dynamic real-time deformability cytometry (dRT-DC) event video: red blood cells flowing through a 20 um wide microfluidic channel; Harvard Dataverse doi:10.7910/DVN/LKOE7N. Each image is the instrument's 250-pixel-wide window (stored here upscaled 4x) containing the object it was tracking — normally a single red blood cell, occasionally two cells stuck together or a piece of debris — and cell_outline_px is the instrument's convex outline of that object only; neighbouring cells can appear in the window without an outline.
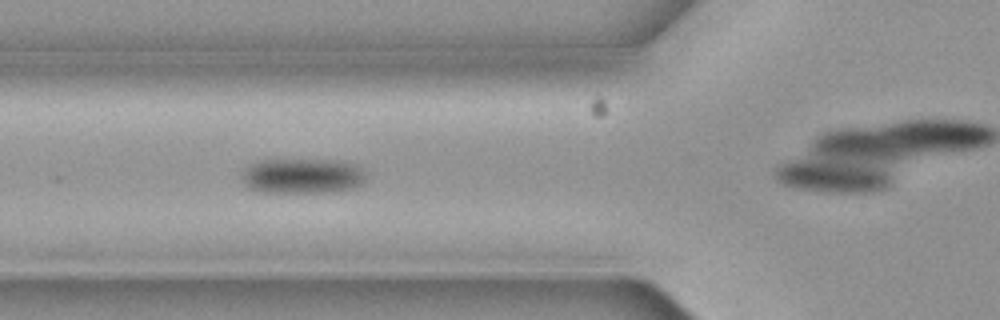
{"species": "common noctule bat (a hibernating species)", "species_latin": "Nyctalus noctula", "temperature_condition": "cold", "stored_images_in_passage": 6, "camera_frame_rate_fps": 3000, "um_per_image_px": 0.085, "animal": {"sex": "female", "body_mass_g": 19.3, "forearm_length_mm": 54.1}, "frame": {"image": 1, "passage_image": 5, "time_ms": 1.333, "image_size_px": [1000, 320], "cell_outline_px": [[364, 180], [360, 184], [352, 188], [324, 192], [260, 192], [248, 188], [244, 184], [240, 176], [240, 172], [248, 164], [260, 160], [340, 160], [356, 164], [364, 172]], "centroid_in_image_um": [25.62, 14.94], "position_along_channel_um": 100.2, "area_um2": 25.61}}